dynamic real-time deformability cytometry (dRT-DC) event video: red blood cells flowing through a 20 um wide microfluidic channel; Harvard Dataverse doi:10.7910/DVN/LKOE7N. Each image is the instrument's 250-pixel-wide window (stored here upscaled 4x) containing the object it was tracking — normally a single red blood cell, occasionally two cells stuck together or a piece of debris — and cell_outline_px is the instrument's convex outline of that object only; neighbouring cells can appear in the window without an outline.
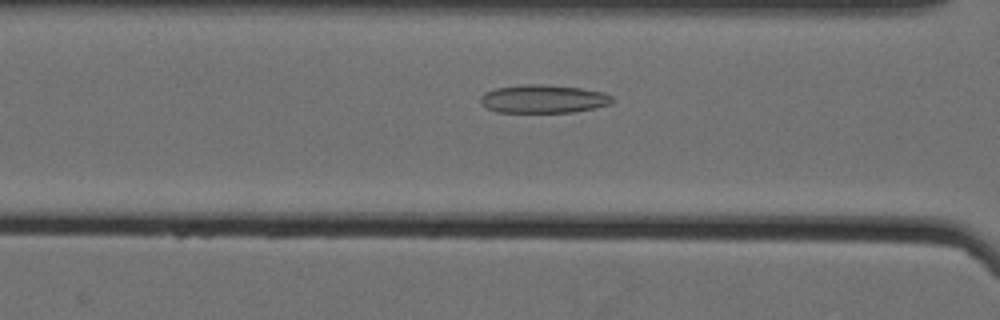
{"species": "Egyptian fruit bat (a non-hibernating species)", "species_latin": "Rousettus aegyptiacus", "temperature_condition": "cold", "stored_images_in_passage": 50, "camera_frame_rate_fps": 3000, "um_per_image_px": 0.085, "animal": {"sex": "female"}, "frame": {"image": 1, "passage_image": 19, "time_ms": 6.0, "image_size_px": [1000, 320], "cell_outline_px": [[616, 100], [612, 104], [596, 108], [572, 112], [496, 112], [488, 108], [480, 100], [480, 96], [484, 92], [496, 88], [524, 84], [540, 84], [580, 88], [604, 92], [612, 96]], "centroid_in_image_um": [46.23, 8.41], "position_along_channel_um": 120.4, "area_um2": 21.79}}
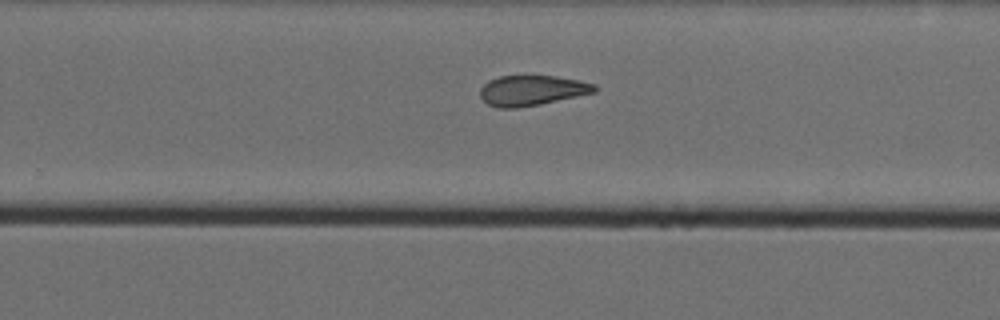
{"frame": {"image": 2, "passage_image": 33, "time_ms": 10.667, "image_size_px": [1000, 320], "cell_outline_px": [[596, 92], [540, 104], [516, 108], [496, 108], [488, 104], [480, 96], [480, 88], [488, 80], [500, 76], [556, 76], [596, 84]], "centroid_in_image_um": [45.18, 7.69], "position_along_channel_um": 284.6, "area_um2": 20.06}}
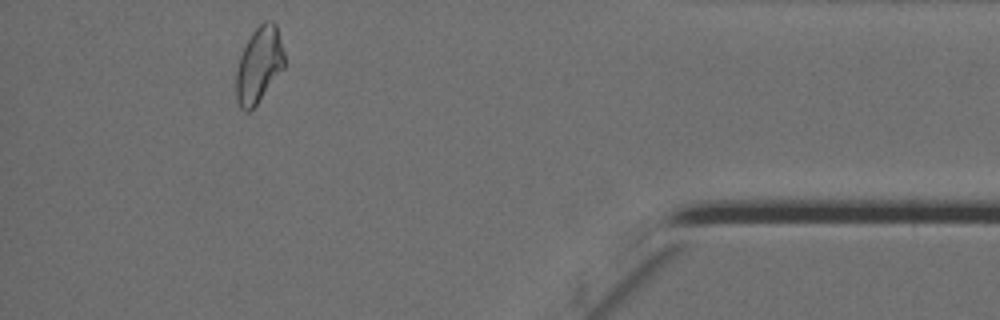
{"frame": {"image": 3, "passage_image": 47, "time_ms": 15.333, "image_size_px": [1000, 320], "cell_outline_px": [[284, 68], [256, 104], [248, 112], [240, 108], [236, 100], [236, 72], [240, 56], [252, 32], [264, 20], [272, 20], [276, 24], [284, 52]], "centroid_in_image_um": [22.01, 5.5], "position_along_channel_um": 413.2, "area_um2": 21.1}}